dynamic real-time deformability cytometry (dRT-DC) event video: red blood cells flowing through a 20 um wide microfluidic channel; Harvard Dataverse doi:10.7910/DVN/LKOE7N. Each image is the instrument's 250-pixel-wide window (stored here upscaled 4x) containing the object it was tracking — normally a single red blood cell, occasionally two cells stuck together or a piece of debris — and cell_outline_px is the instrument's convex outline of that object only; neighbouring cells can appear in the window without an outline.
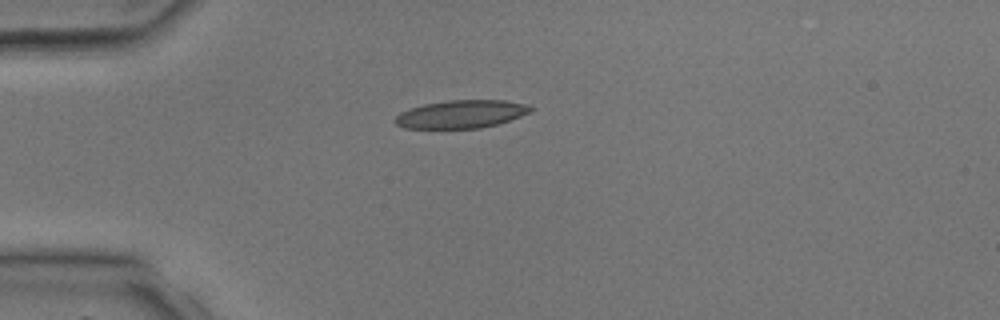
{"species": "common noctule bat (a hibernating species)", "species_latin": "Nyctalus noctula", "temperature_condition": "room temperature", "stored_images_in_passage": 5, "camera_frame_rate_fps": 3000, "um_per_image_px": 0.085, "animal": {"sex": "male", "body_mass_g": 17.9, "forearm_length_mm": 54.2}, "frame": {"image": 1, "passage_image": 4, "time_ms": 3.333, "image_size_px": [1000, 320], "cell_outline_px": [[532, 112], [496, 124], [480, 128], [404, 128], [396, 124], [392, 120], [400, 112], [424, 104], [448, 100], [504, 100], [528, 104], [532, 108]], "centroid_in_image_um": [39.19, 9.7], "position_along_channel_um": 45.8, "area_um2": 22.02}}